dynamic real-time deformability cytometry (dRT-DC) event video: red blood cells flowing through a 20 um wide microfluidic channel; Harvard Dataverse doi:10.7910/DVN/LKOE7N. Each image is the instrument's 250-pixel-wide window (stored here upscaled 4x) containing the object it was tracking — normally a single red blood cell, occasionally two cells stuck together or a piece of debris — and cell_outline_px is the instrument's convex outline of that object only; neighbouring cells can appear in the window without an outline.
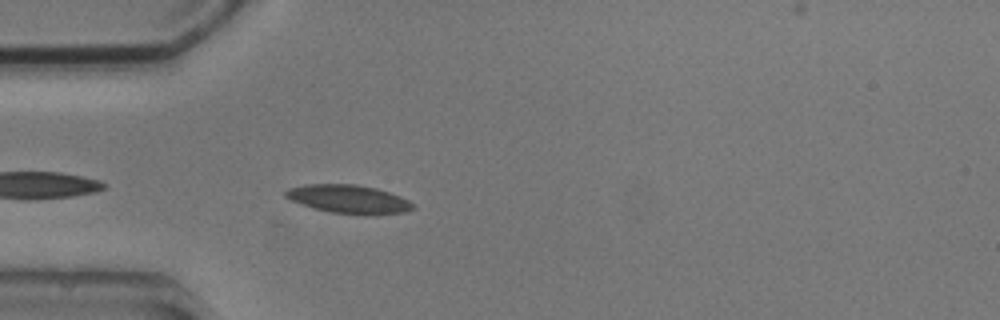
{"species": "common noctule bat (a hibernating species)", "species_latin": "Nyctalus noctula", "temperature_condition": "cold", "stored_images_in_passage": 3, "camera_frame_rate_fps": 3000, "um_per_image_px": 0.085, "animal": {"sex": "male", "body_mass_g": 20.5, "forearm_length_mm": 52.5}, "frame": {"image": 1, "passage_image": 3, "time_ms": 2.333, "image_size_px": [1000, 320], "cell_outline_px": [[416, 208], [408, 212], [332, 212], [312, 208], [292, 200], [284, 196], [284, 192], [288, 188], [304, 184], [356, 184], [376, 188], [400, 196], [408, 200]], "centroid_in_image_um": [29.57, 16.87], "position_along_channel_um": 55.4, "area_um2": 20.29}}